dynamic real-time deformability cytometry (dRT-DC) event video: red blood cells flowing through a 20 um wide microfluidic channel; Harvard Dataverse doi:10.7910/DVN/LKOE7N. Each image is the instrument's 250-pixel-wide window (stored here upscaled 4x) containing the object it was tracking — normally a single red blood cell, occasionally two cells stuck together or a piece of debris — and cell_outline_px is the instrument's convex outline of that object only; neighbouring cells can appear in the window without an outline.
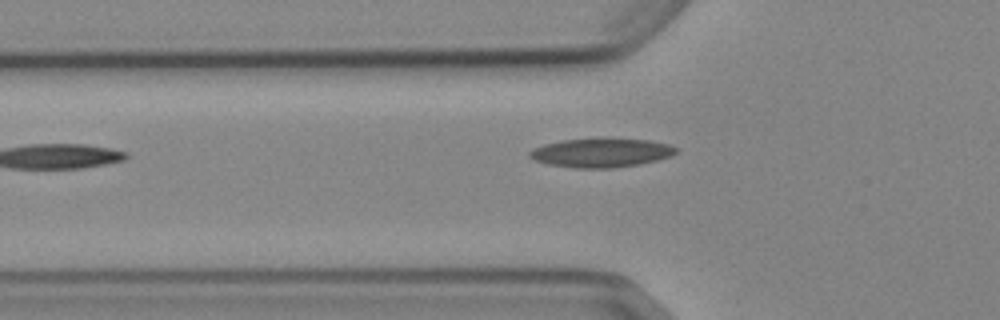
{"species": "Egyptian fruit bat (a non-hibernating species)", "species_latin": "Rousettus aegyptiacus", "temperature_condition": "cold", "stored_images_in_passage": 5, "camera_frame_rate_fps": 3000, "um_per_image_px": 0.085, "animal": {"sex": "female"}, "frame": {"image": 1, "passage_image": 4, "time_ms": 4.333, "image_size_px": [1000, 320], "cell_outline_px": [[680, 148], [672, 156], [640, 164], [612, 168], [576, 168], [548, 164], [532, 160], [528, 156], [528, 152], [532, 148], [544, 144], [560, 140], [600, 136], [648, 140], [668, 144]], "centroid_in_image_um": [51.08, 12.95], "position_along_channel_um": 74.7, "area_um2": 25.61}}
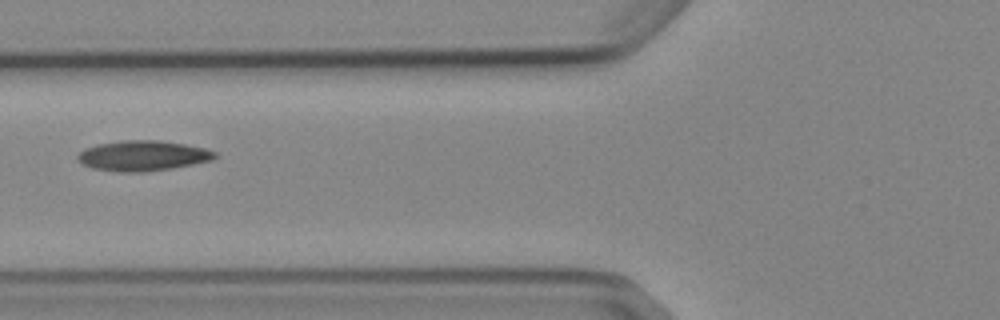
{"frame": {"image": 2, "passage_image": 5, "time_ms": 5.333, "image_size_px": [1000, 320], "cell_outline_px": [[216, 156], [212, 160], [172, 168], [144, 172], [120, 172], [92, 168], [76, 160], [76, 156], [84, 148], [96, 144], [120, 140], [160, 140], [184, 144], [204, 148], [216, 152]], "centroid_in_image_um": [12.09, 13.23], "position_along_channel_um": 113.7, "area_um2": 24.28}}